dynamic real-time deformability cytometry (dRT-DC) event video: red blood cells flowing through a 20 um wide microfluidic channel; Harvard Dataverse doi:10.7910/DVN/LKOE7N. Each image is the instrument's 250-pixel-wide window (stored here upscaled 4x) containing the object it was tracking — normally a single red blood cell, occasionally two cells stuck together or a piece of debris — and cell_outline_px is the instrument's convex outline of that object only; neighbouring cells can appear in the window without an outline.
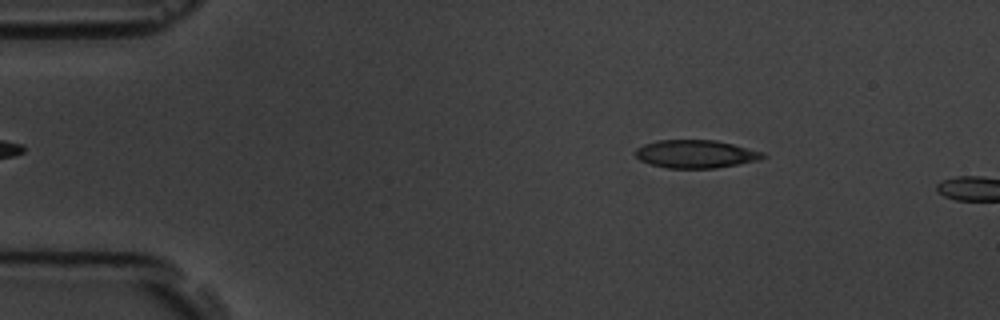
{"species": "common noctule bat (a hibernating species)", "species_latin": "Nyctalus noctula", "temperature_condition": "room temperature", "stored_images_in_passage": 2, "camera_frame_rate_fps": 3000, "um_per_image_px": 0.085, "animal": {"sex": "male", "body_mass_g": 19.5, "forearm_length_mm": 54.6}, "frame": {"image": 1, "passage_image": 1, "time_ms": 0.0, "image_size_px": [1000, 320], "cell_outline_px": [[768, 156], [760, 160], [740, 164], [716, 168], [668, 168], [652, 164], [640, 160], [632, 152], [636, 148], [644, 144], [656, 140], [716, 140], [764, 152]], "centroid_in_image_um": [59.15, 13.09], "position_along_channel_um": 25.9, "area_um2": 20.98}}